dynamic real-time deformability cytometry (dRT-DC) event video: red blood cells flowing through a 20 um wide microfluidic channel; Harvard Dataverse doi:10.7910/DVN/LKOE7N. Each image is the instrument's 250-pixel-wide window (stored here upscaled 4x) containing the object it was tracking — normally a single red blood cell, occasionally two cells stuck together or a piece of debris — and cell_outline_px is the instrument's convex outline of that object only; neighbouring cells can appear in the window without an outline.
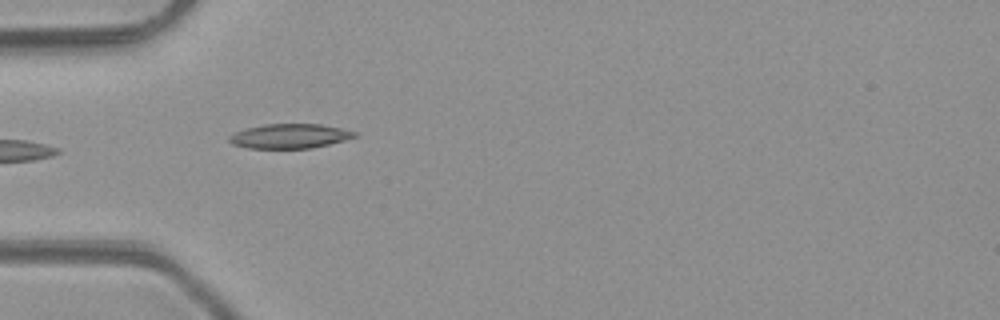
{"species": "common noctule bat (a hibernating species)", "species_latin": "Nyctalus noctula", "temperature_condition": "room temperature", "stored_images_in_passage": 5, "camera_frame_rate_fps": 3000, "um_per_image_px": 0.085, "animal": {"sex": "male", "body_mass_g": 23.1, "forearm_length_mm": 52.7}, "frame": {"image": 1, "passage_image": 3, "time_ms": 2.333, "image_size_px": [1000, 320], "cell_outline_px": [[360, 136], [312, 148], [248, 148], [232, 144], [228, 140], [228, 136], [236, 132], [248, 128], [264, 124], [320, 124], [340, 128], [356, 132]], "centroid_in_image_um": [24.63, 11.57], "position_along_channel_um": 60.4, "area_um2": 17.8}}
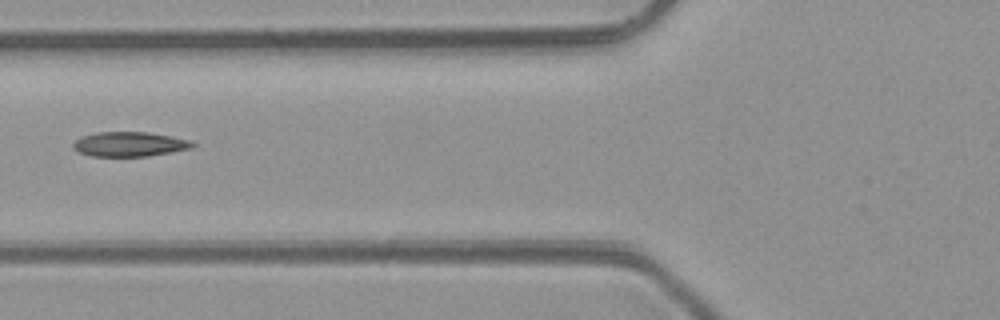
{"frame": {"image": 2, "passage_image": 4, "time_ms": 3.667, "image_size_px": [1000, 320], "cell_outline_px": [[196, 144], [192, 148], [148, 156], [92, 156], [80, 152], [72, 148], [72, 144], [80, 136], [96, 132], [148, 132], [172, 136], [192, 140]], "centroid_in_image_um": [11.02, 12.24], "position_along_channel_um": 114.8, "area_um2": 17.22}}
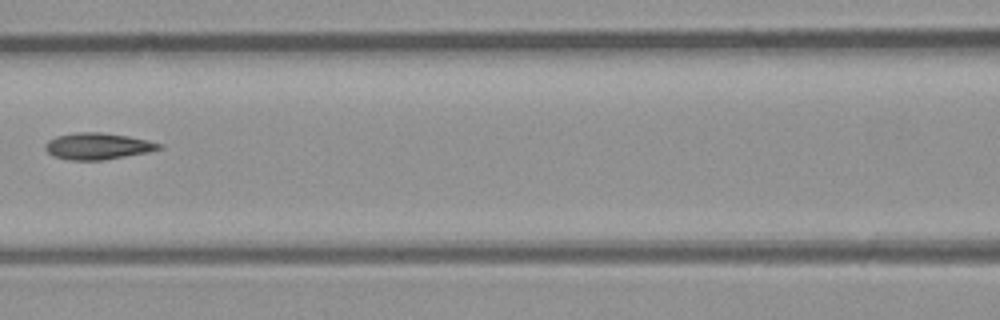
{"frame": {"image": 3, "passage_image": 5, "time_ms": 4.667, "image_size_px": [1000, 320], "cell_outline_px": [[164, 148], [148, 152], [104, 160], [68, 160], [52, 156], [44, 148], [44, 144], [48, 140], [56, 136], [76, 132], [100, 132], [128, 136], [148, 140], [164, 144]], "centroid_in_image_um": [8.31, 12.42], "position_along_channel_um": 158.3, "area_um2": 17.8}}